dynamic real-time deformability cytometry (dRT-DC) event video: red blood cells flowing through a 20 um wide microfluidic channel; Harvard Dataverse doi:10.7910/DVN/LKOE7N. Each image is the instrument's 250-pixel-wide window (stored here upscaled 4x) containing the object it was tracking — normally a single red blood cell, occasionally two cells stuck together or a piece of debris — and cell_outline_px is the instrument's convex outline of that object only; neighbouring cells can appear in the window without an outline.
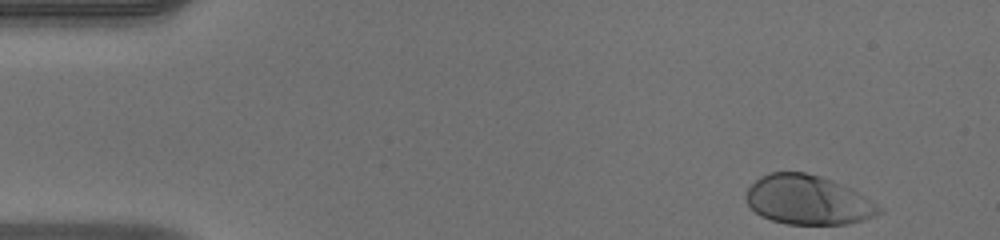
{"species": "human", "species_latin": "Homo sapiens", "temperature_condition": "warm", "stored_images_in_passage": 46, "camera_frame_rate_fps": 3000, "um_per_image_px": 0.085, "donor": {"sex": "male"}, "frame": {"image": 1, "passage_image": 1, "time_ms": 0.0, "image_size_px": [1000, 240], "cell_outline_px": [[884, 212], [864, 220], [848, 224], [788, 224], [772, 220], [760, 216], [748, 204], [744, 196], [748, 188], [760, 176], [768, 172], [804, 172], [820, 176], [832, 180], [852, 188], [884, 208]], "centroid_in_image_um": [68.7, 17.0], "position_along_channel_um": 16.3, "area_um2": 38.49}}
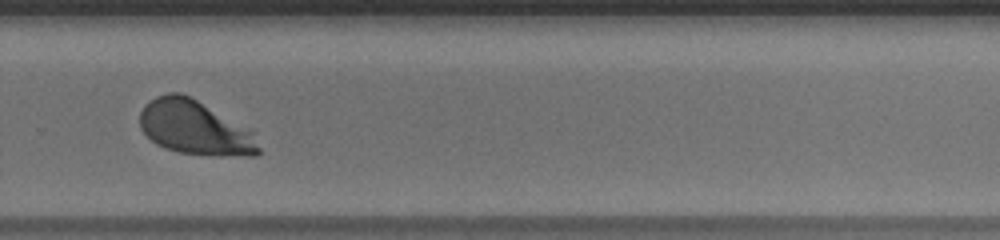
{"frame": {"image": 2, "passage_image": 31, "time_ms": 10.0, "image_size_px": [1000, 240], "cell_outline_px": [[260, 152], [256, 156], [208, 156], [180, 152], [164, 148], [156, 144], [140, 128], [140, 112], [144, 104], [148, 100], [156, 96], [168, 92], [180, 92], [196, 100], [252, 132], [260, 148]], "centroid_in_image_um": [16.52, 10.88], "position_along_channel_um": 313.3, "area_um2": 37.22}}
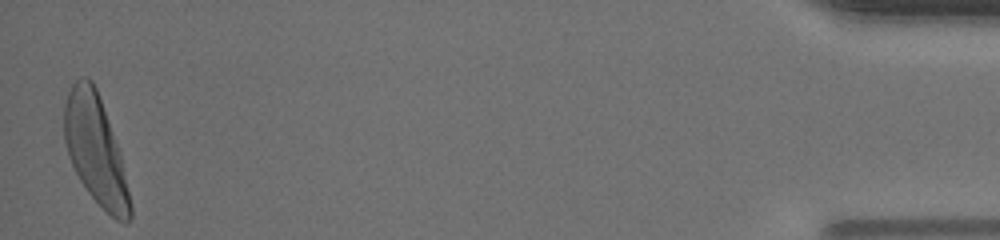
{"frame": {"image": 3, "passage_image": 46, "time_ms": 15.0, "image_size_px": [1000, 240], "cell_outline_px": [[132, 216], [124, 224], [116, 220], [88, 192], [80, 180], [68, 156], [64, 140], [64, 104], [68, 92], [72, 84], [80, 76], [84, 76], [92, 80], [96, 88], [120, 152], [132, 208]], "centroid_in_image_um": [8.11, 12.72], "position_along_channel_um": 427.1, "area_um2": 41.27}, "authors_computed_cell_mechanics": {"area_um2": 37.8012, "velocity_mm_per_s": 4.0818, "shape_relaxation_time_tau1_ms": 1.7919, "shape_relaxation_time_tau2_ms": null, "deformation_change_tau1": 0.162, "deformation_change_tau2": null}}